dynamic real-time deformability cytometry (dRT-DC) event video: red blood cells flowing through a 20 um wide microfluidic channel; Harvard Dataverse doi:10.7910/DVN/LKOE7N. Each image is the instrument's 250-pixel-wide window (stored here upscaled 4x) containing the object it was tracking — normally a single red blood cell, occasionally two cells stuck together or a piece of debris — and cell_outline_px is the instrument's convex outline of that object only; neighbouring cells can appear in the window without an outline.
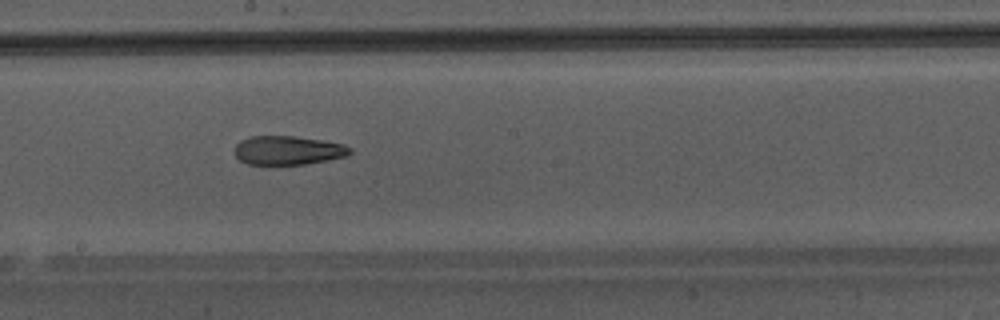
{"species": "Egyptian fruit bat (a non-hibernating species)", "species_latin": "Rousettus aegyptiacus", "temperature_condition": "warm", "stored_images_in_passage": 48, "camera_frame_rate_fps": 3000, "um_per_image_px": 0.085, "animal": {"sex": "male"}, "frame": {"image": 1, "passage_image": 28, "time_ms": 9.0, "image_size_px": [1000, 320], "cell_outline_px": [[352, 152], [344, 156], [304, 164], [248, 164], [240, 160], [236, 156], [236, 144], [240, 140], [252, 136], [296, 136], [324, 140], [344, 144], [352, 148]], "centroid_in_image_um": [24.48, 12.76], "position_along_channel_um": 223.7, "area_um2": 19.25}}